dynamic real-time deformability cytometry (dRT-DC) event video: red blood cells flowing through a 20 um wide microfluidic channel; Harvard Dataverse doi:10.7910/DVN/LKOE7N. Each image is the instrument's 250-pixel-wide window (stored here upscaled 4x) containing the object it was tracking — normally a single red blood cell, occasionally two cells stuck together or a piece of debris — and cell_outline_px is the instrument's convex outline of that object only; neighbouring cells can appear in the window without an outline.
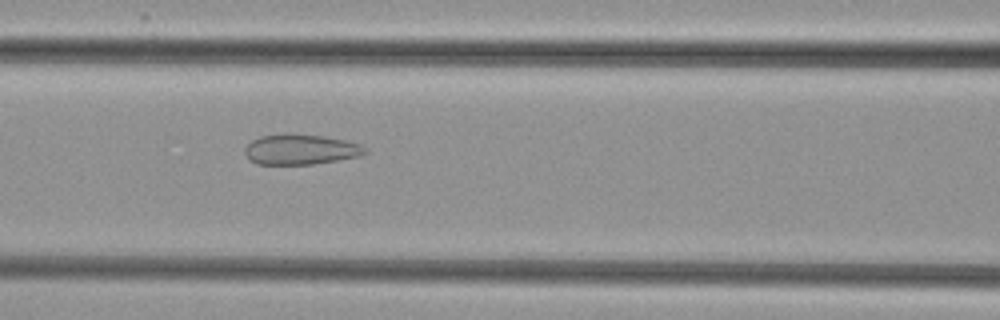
{"species": "common noctule bat (a hibernating species)", "species_latin": "Nyctalus noctula", "temperature_condition": "cold", "stored_images_in_passage": 54, "camera_frame_rate_fps": 3000, "um_per_image_px": 0.085, "animal": {"sex": "female", "body_mass_g": 29.2, "forearm_length_mm": 56.3}, "frame": {"image": 1, "passage_image": 24, "time_ms": 7.667, "image_size_px": [1000, 320], "cell_outline_px": [[368, 152], [360, 156], [312, 164], [256, 164], [248, 160], [244, 152], [244, 148], [252, 140], [260, 136], [324, 136], [344, 140], [360, 144], [368, 148]], "centroid_in_image_um": [25.56, 12.74], "position_along_channel_um": 141.0, "area_um2": 20.63}}
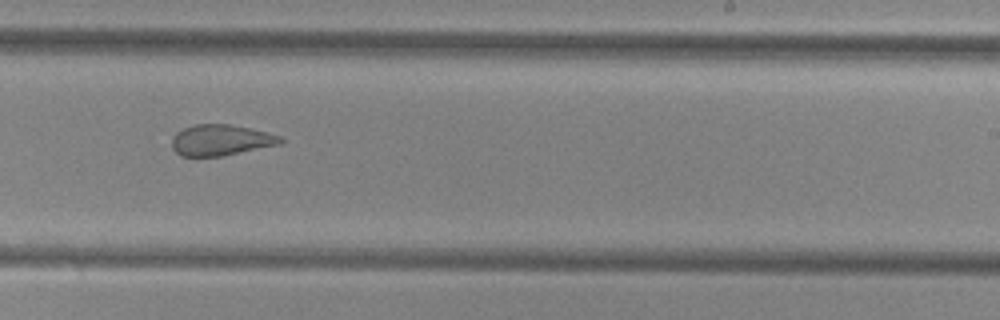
{"frame": {"image": 2, "passage_image": 34, "time_ms": 11.0, "image_size_px": [1000, 320], "cell_outline_px": [[284, 140], [280, 144], [224, 156], [180, 156], [172, 148], [172, 136], [176, 132], [184, 128], [196, 124], [232, 124], [268, 132], [280, 136]], "centroid_in_image_um": [18.77, 11.91], "position_along_channel_um": 270.2, "area_um2": 19.71}}
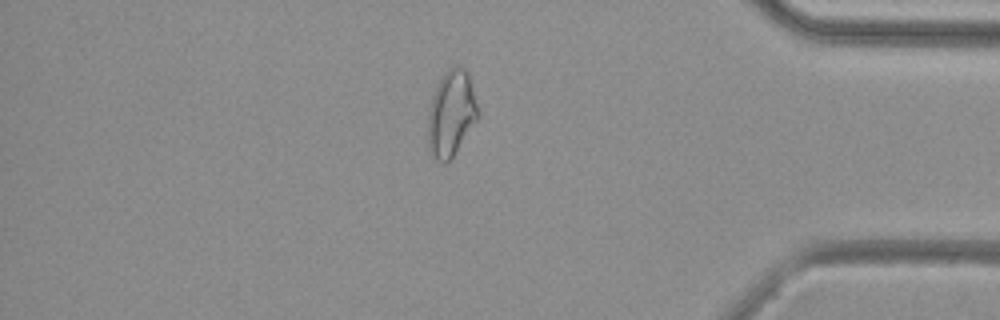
{"frame": {"image": 3, "passage_image": 46, "time_ms": 15.0, "image_size_px": [1000, 320], "cell_outline_px": [[480, 116], [452, 156], [444, 164], [432, 152], [428, 144], [428, 112], [432, 96], [436, 84], [440, 76], [448, 68], [456, 64], [460, 64], [468, 72], [480, 112]], "centroid_in_image_um": [38.37, 9.54], "position_along_channel_um": 396.8, "area_um2": 25.09}}